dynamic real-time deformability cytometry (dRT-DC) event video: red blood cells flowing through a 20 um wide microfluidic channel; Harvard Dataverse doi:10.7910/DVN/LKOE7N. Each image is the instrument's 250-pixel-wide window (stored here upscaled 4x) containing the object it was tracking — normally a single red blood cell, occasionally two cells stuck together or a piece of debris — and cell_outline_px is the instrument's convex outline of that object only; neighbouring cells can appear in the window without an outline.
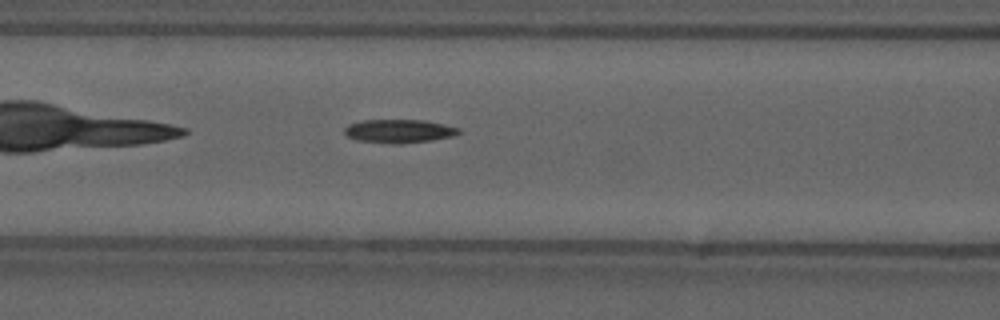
{"species": "common noctule bat (a hibernating species)", "species_latin": "Nyctalus noctula", "temperature_condition": "cold", "stored_images_in_passage": 28, "camera_frame_rate_fps": 3000, "um_per_image_px": 0.085, "animal": {"sex": "male", "forearm_length_mm": 52.5}, "frame": {"image": 1, "passage_image": 8, "time_ms": 2.333, "image_size_px": [1000, 320], "cell_outline_px": [[460, 132], [452, 136], [432, 140], [400, 144], [392, 144], [356, 140], [348, 136], [344, 132], [344, 128], [348, 124], [364, 120], [424, 120], [444, 124], [460, 128]], "centroid_in_image_um": [33.9, 11.14], "position_along_channel_um": 132.7, "area_um2": 15.66}}
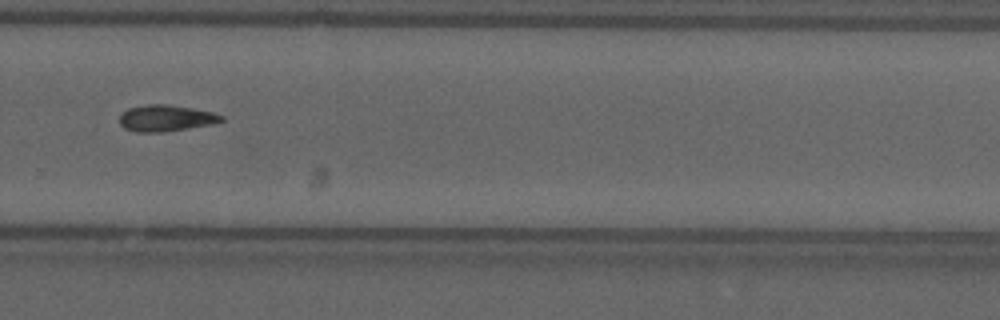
{"frame": {"image": 2, "passage_image": 23, "time_ms": 7.333, "image_size_px": [1000, 320], "cell_outline_px": [[224, 120], [212, 124], [188, 128], [160, 132], [136, 132], [124, 128], [120, 124], [120, 116], [128, 108], [144, 104], [168, 104], [212, 112], [224, 116]], "centroid_in_image_um": [14.08, 10.04], "position_along_channel_um": 315.7, "area_um2": 15.55}, "authors_computed_cell_mechanics": {"area_um2": 15.317, "velocity_mm_per_s": 3.676, "shape_relaxation_time_tau1_ms": 7.3141, "shape_relaxation_time_tau2_ms": null, "deformation_change_tau1": 0.1549, "deformation_change_tau2": null}}